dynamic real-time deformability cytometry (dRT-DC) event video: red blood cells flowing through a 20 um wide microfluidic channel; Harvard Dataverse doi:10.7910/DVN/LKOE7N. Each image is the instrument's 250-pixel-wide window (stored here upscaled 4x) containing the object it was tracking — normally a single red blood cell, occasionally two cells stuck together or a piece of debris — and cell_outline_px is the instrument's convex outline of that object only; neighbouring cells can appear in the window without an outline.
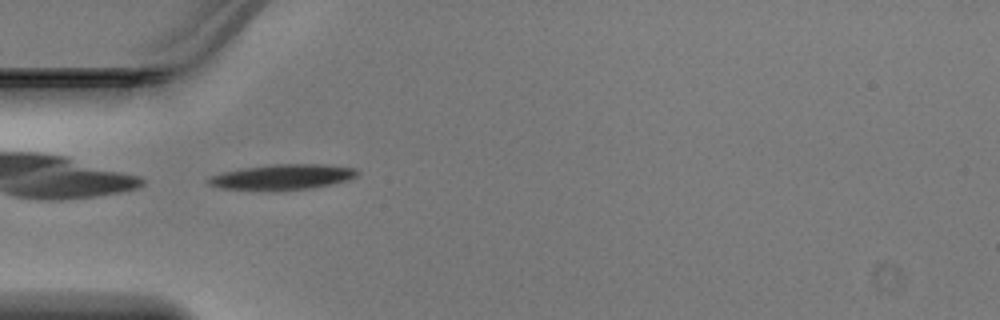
{"species": "Egyptian fruit bat (a non-hibernating species)", "species_latin": "Rousettus aegyptiacus", "temperature_condition": "warm", "stored_images_in_passage": 34, "camera_frame_rate_fps": 3000, "um_per_image_px": 0.085, "animal": {"sex": "male"}, "frame": {"image": 1, "passage_image": 1, "time_ms": 0.0, "image_size_px": [1000, 320], "cell_outline_px": [[360, 172], [356, 176], [348, 180], [308, 188], [276, 192], [272, 192], [220, 188], [208, 184], [208, 180], [212, 176], [224, 172], [248, 168], [276, 164], [320, 164], [356, 168]], "centroid_in_image_um": [24.02, 15.07], "position_along_channel_um": 61.0, "area_um2": 21.96}}
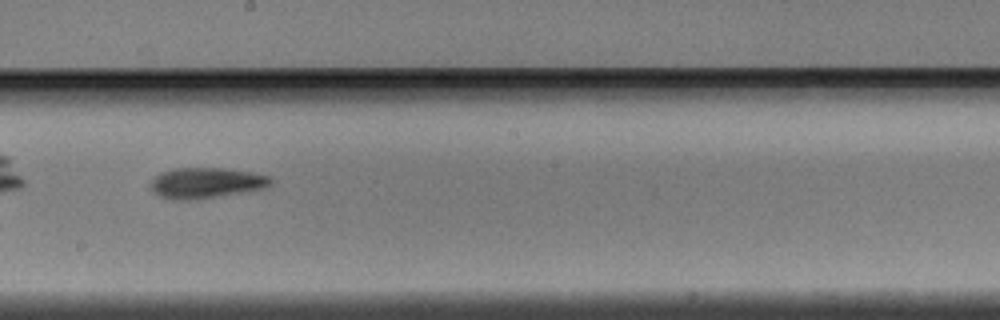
{"frame": {"image": 2, "passage_image": 13, "time_ms": 4.0, "image_size_px": [1000, 320], "cell_outline_px": [[272, 184], [268, 188], [252, 192], [196, 200], [172, 200], [160, 196], [152, 192], [148, 184], [160, 172], [176, 168], [224, 168], [252, 172], [268, 176], [272, 180]], "centroid_in_image_um": [17.55, 15.57], "position_along_channel_um": 230.7, "area_um2": 22.14}}
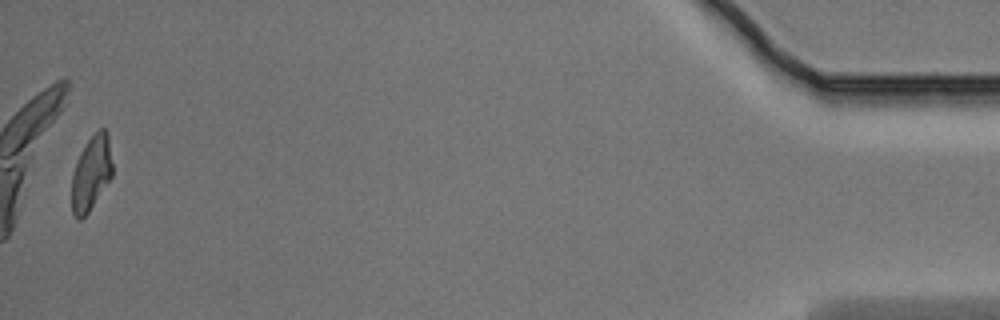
{"frame": {"image": 3, "passage_image": 33, "time_ms": 10.667, "image_size_px": [1000, 320], "cell_outline_px": [[112, 176], [88, 212], [80, 220], [76, 220], [72, 212], [72, 172], [76, 160], [80, 152], [88, 140], [100, 128], [104, 128], [108, 132], [112, 164]], "centroid_in_image_um": [7.74, 14.71], "position_along_channel_um": 427.5, "area_um2": 17.63}}